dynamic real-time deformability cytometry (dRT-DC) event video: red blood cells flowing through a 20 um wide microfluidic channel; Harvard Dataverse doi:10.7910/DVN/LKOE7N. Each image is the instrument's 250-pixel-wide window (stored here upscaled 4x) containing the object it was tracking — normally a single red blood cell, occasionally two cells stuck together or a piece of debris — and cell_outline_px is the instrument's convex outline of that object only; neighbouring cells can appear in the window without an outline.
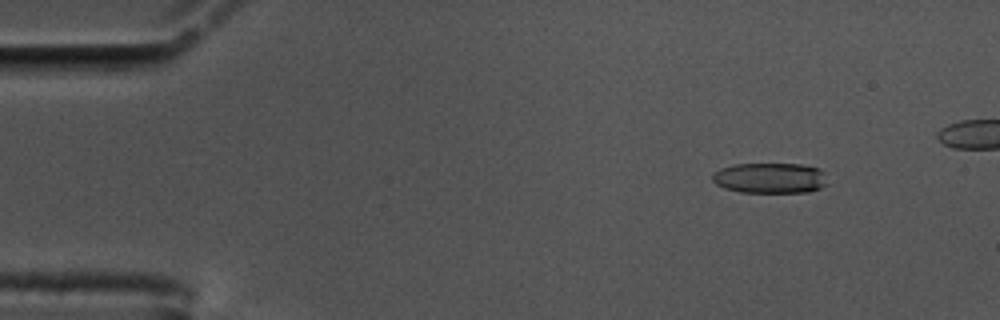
{"species": "common noctule bat (a hibernating species)", "species_latin": "Nyctalus noctula", "temperature_condition": "cold", "stored_images_in_passage": 54, "camera_frame_rate_fps": 3000, "um_per_image_px": 0.085, "animal": {"sex": "male", "body_mass_g": 17.5, "forearm_length_mm": 52.3}, "frame": {"image": 1, "passage_image": 7, "time_ms": 2.0, "image_size_px": [1000, 320], "cell_outline_px": [[824, 184], [820, 188], [808, 192], [740, 192], [724, 188], [716, 184], [712, 180], [712, 172], [720, 168], [736, 164], [800, 164], [820, 168], [824, 172]], "centroid_in_image_um": [65.4, 15.13], "position_along_channel_um": 19.6, "area_um2": 20.4}}
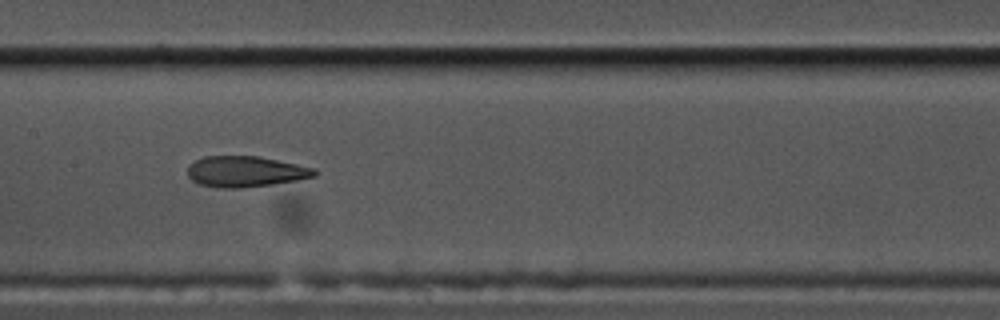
{"frame": {"image": 2, "passage_image": 29, "time_ms": 9.333, "image_size_px": [1000, 320], "cell_outline_px": [[316, 176], [296, 180], [272, 184], [240, 188], [220, 188], [200, 184], [192, 180], [188, 176], [188, 164], [204, 156], [260, 156], [316, 168]], "centroid_in_image_um": [20.86, 14.57], "position_along_channel_um": 186.5, "area_um2": 22.83}}
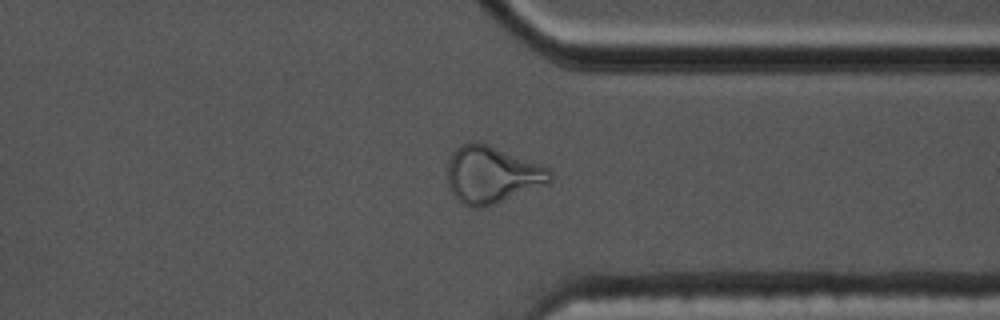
{"frame": {"image": 3, "passage_image": 45, "time_ms": 14.667, "image_size_px": [1000, 320], "cell_outline_px": [[552, 180], [548, 184], [492, 204], [480, 208], [468, 208], [456, 200], [448, 184], [448, 160], [452, 152], [460, 144], [468, 140], [476, 140], [488, 144], [540, 164], [548, 168], [552, 172]], "centroid_in_image_um": [41.78, 14.83], "position_along_channel_um": 369.6, "area_um2": 34.39}, "authors_computed_cell_mechanics": {"area_um2": 22.8021, "velocity_mm_per_s": 3.4544, "shape_relaxation_time_tau1_ms": 9.4363, "shape_relaxation_time_tau2_ms": 2.1886, "deformation_change_tau1": 0.2901, "deformation_change_tau2": 0.1103}}